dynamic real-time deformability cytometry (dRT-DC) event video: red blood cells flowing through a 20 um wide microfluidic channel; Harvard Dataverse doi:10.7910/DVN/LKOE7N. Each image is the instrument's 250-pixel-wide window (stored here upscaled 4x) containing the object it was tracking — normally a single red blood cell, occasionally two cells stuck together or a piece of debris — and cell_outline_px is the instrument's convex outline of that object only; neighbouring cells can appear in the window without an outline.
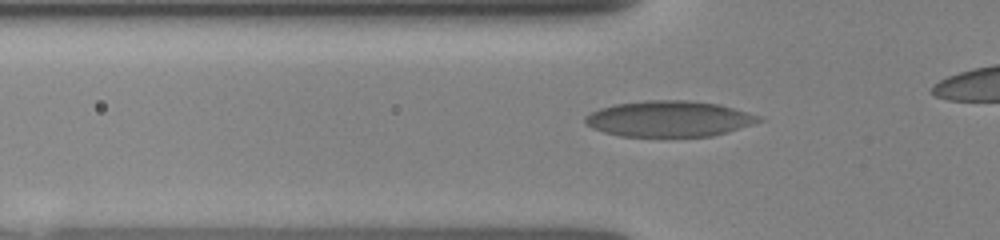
{"species": "human", "species_latin": "Homo sapiens", "temperature_condition": "room temperature", "stored_images_in_passage": 9, "segment_of_instrument_passage": [1, 2], "camera_frame_rate_fps": 3000, "um_per_image_px": 0.085, "donor": {"sex": "female"}, "frame": {"image": 1, "passage_image": 3, "time_ms": 0.667, "image_size_px": [1000, 240], "cell_outline_px": [[768, 120], [712, 136], [620, 136], [604, 132], [592, 128], [584, 124], [584, 116], [600, 108], [612, 104], [644, 100], [688, 100], [720, 104], [748, 112], [760, 116]], "centroid_in_image_um": [56.88, 10.09], "position_along_channel_um": 68.9, "area_um2": 36.59}}
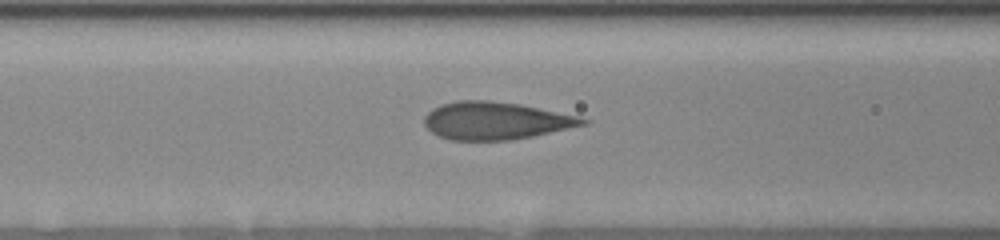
{"frame": {"image": 2, "passage_image": 7, "time_ms": 2.0, "image_size_px": [1000, 240], "cell_outline_px": [[588, 124], [532, 136], [512, 140], [452, 140], [440, 136], [432, 132], [424, 124], [424, 116], [432, 108], [440, 104], [456, 100], [488, 100], [520, 104], [576, 116], [588, 120]], "centroid_in_image_um": [42.08, 10.25], "position_along_channel_um": 124.5, "area_um2": 34.51}}